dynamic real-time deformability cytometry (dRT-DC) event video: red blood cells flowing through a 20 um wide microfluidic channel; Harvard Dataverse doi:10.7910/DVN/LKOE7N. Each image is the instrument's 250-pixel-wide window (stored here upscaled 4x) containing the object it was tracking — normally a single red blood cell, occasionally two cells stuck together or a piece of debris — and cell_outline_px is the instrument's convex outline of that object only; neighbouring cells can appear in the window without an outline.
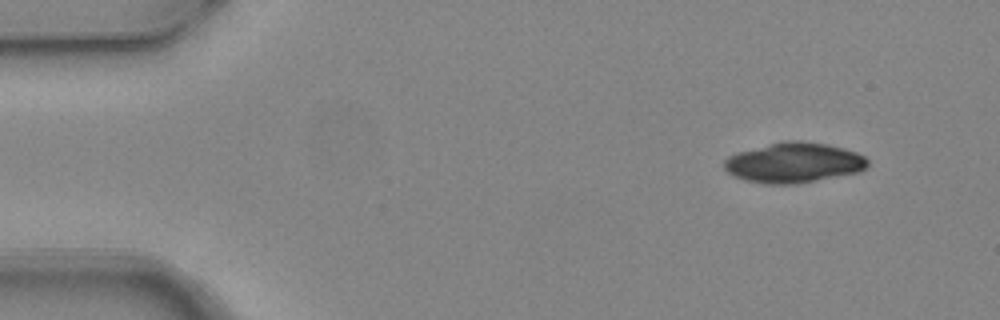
{"species": "common noctule bat (a hibernating species)", "species_latin": "Nyctalus noctula", "temperature_condition": "warm", "stored_images_in_passage": 8, "camera_frame_rate_fps": 3000, "um_per_image_px": 0.085, "animal": {"sex": "female", "body_mass_g": 24.6, "forearm_length_mm": 56.2}, "frame": {"image": 1, "passage_image": 1, "time_ms": 0.0, "image_size_px": [1000, 320], "cell_outline_px": [[868, 164], [860, 172], [796, 184], [764, 184], [748, 180], [736, 176], [728, 172], [724, 168], [724, 160], [728, 156], [736, 152], [784, 140], [800, 140], [828, 144], [844, 148], [856, 152], [864, 156], [868, 160]], "centroid_in_image_um": [67.48, 13.82], "position_along_channel_um": 17.5, "area_um2": 33.64}}
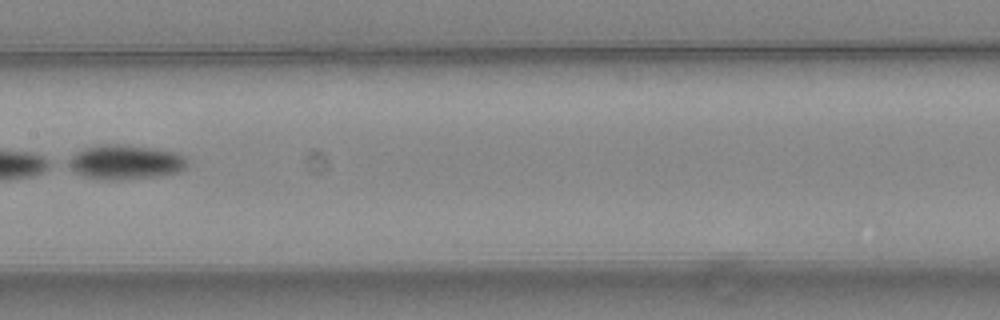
{"frame": {"image": 2, "passage_image": 7, "time_ms": 2.0, "image_size_px": [1000, 320], "cell_outline_px": [[188, 164], [180, 172], [160, 176], [124, 180], [104, 180], [84, 176], [76, 172], [64, 164], [64, 160], [76, 152], [84, 148], [108, 144], [120, 144], [148, 148], [172, 152], [184, 156]], "centroid_in_image_um": [10.59, 13.8], "position_along_channel_um": 196.8, "area_um2": 23.99}}
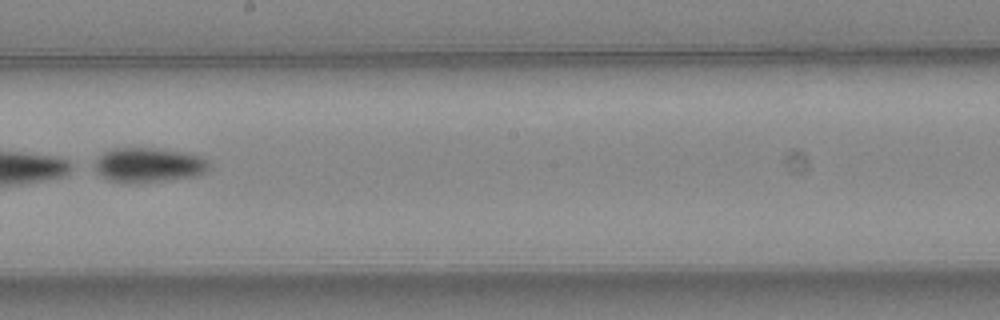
{"frame": {"image": 3, "passage_image": 8, "time_ms": 2.333, "image_size_px": [1000, 320], "cell_outline_px": [[208, 172], [196, 176], [136, 184], [128, 184], [108, 180], [100, 176], [88, 168], [104, 152], [112, 148], [156, 148], [184, 152], [200, 156], [208, 160]], "centroid_in_image_um": [12.55, 14.05], "position_along_channel_um": 235.7, "area_um2": 23.76}}